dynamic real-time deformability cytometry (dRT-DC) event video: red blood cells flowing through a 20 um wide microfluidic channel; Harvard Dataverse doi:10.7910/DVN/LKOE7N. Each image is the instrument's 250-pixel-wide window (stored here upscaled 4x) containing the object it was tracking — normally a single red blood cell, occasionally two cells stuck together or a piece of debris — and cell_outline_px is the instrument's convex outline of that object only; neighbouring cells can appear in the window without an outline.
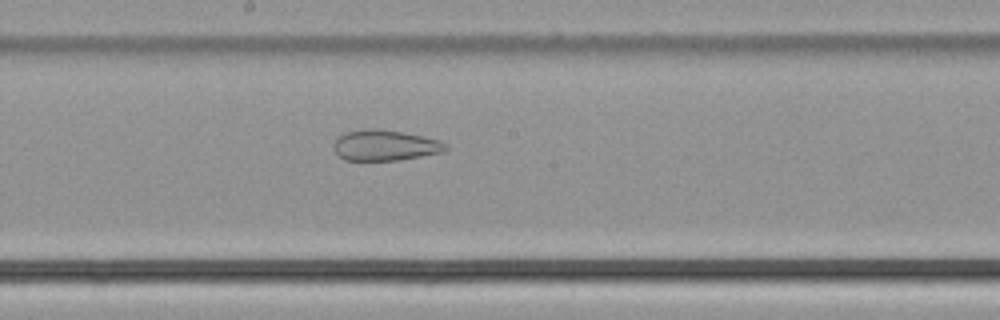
{"species": "common noctule bat (a hibernating species)", "species_latin": "Nyctalus noctula", "temperature_condition": "cold", "stored_images_in_passage": 36, "camera_frame_rate_fps": 3000, "um_per_image_px": 0.085, "animal": {"sex": "male", "body_mass_g": 21.5, "forearm_length_mm": 52.0}, "frame": {"image": 1, "passage_image": 13, "time_ms": 4.0, "image_size_px": [1000, 320], "cell_outline_px": [[448, 148], [444, 152], [400, 160], [344, 160], [336, 152], [336, 140], [344, 132], [364, 128], [376, 128], [404, 132], [440, 140], [448, 144]], "centroid_in_image_um": [32.78, 12.34], "position_along_channel_um": 215.4, "area_um2": 20.06}}
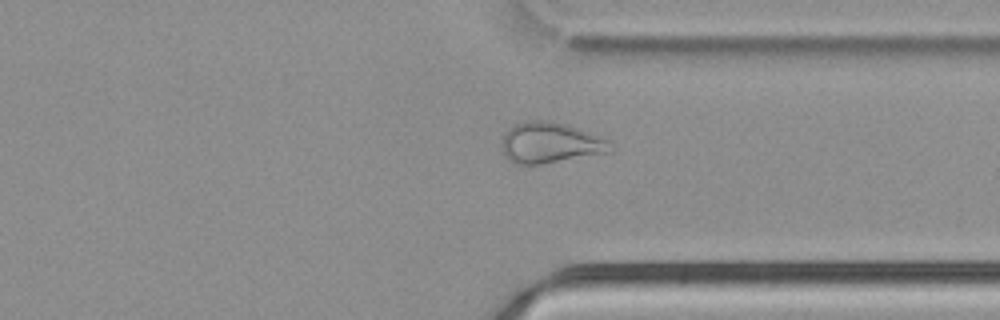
{"frame": {"image": 2, "passage_image": 24, "time_ms": 7.667, "image_size_px": [1000, 320], "cell_outline_px": [[616, 148], [608, 152], [540, 164], [516, 164], [508, 160], [504, 156], [500, 144], [500, 140], [504, 132], [508, 128], [516, 124], [532, 120], [548, 120], [564, 124], [612, 140]], "centroid_in_image_um": [46.75, 12.14], "position_along_channel_um": 364.6, "area_um2": 26.01}}
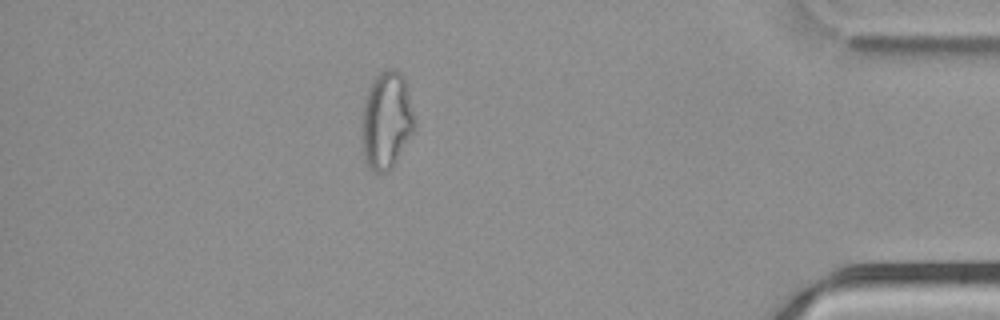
{"frame": {"image": 3, "passage_image": 30, "time_ms": 9.667, "image_size_px": [1000, 320], "cell_outline_px": [[416, 124], [412, 132], [392, 168], [380, 172], [376, 172], [364, 160], [360, 136], [360, 124], [364, 100], [368, 88], [372, 80], [380, 72], [388, 68], [392, 68], [400, 72], [404, 76]], "centroid_in_image_um": [32.81, 10.2], "position_along_channel_um": 402.4, "area_um2": 30.11}}